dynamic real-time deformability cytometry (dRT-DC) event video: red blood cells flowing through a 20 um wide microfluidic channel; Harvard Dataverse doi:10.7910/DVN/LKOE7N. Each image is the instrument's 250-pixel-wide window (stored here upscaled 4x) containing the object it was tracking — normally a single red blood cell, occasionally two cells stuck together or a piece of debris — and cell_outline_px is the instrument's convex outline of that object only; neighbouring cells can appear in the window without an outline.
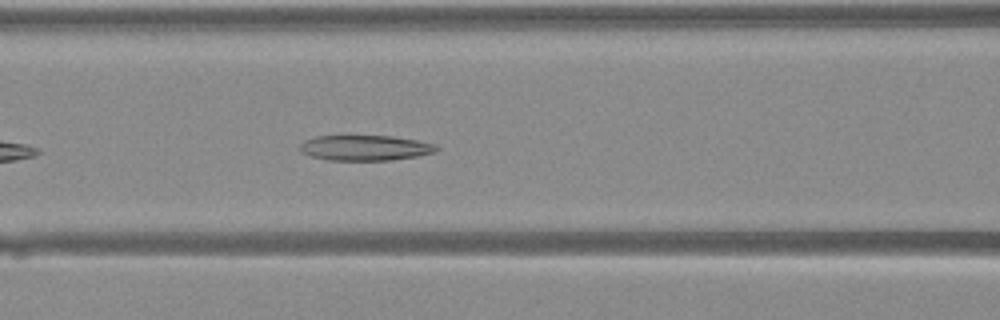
{"species": "Egyptian fruit bat (a non-hibernating species)", "species_latin": "Rousettus aegyptiacus", "temperature_condition": "warm", "stored_images_in_passage": 23, "camera_frame_rate_fps": 3000, "um_per_image_px": 0.085, "animal": {"sex": "female"}, "frame": {"image": 1, "passage_image": 6, "time_ms": 1.667, "image_size_px": [1000, 320], "cell_outline_px": [[440, 148], [436, 152], [416, 156], [388, 160], [328, 160], [308, 156], [300, 152], [300, 144], [304, 140], [316, 136], [392, 136], [416, 140], [436, 144]], "centroid_in_image_um": [31.01, 12.57], "position_along_channel_um": 135.6, "area_um2": 20.23}}
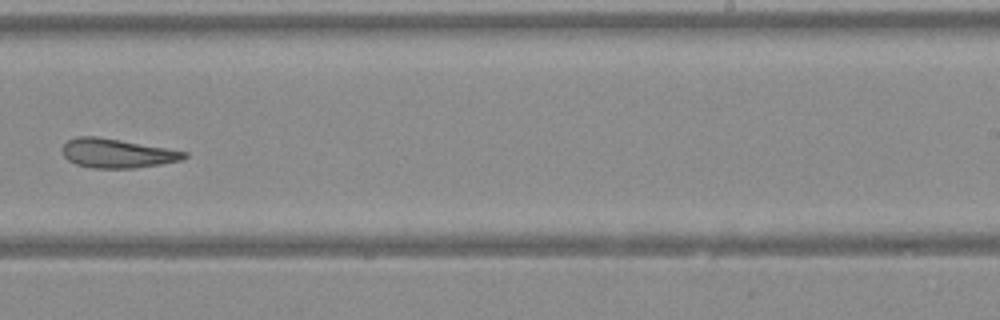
{"frame": {"image": 2, "passage_image": 15, "time_ms": 4.667, "image_size_px": [1000, 320], "cell_outline_px": [[188, 156], [180, 160], [160, 164], [136, 168], [92, 168], [76, 164], [68, 160], [64, 156], [60, 148], [68, 140], [76, 136], [96, 136], [120, 140], [188, 152]], "centroid_in_image_um": [9.9, 13.03], "position_along_channel_um": 279.1, "area_um2": 20.63}}
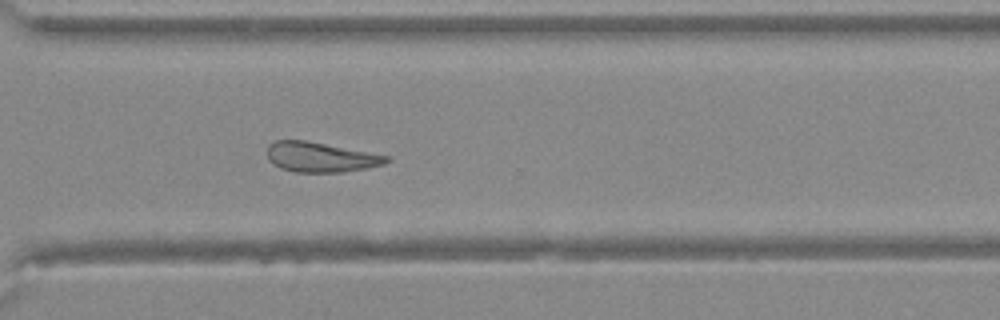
{"frame": {"image": 3, "passage_image": 19, "time_ms": 6.0, "image_size_px": [1000, 320], "cell_outline_px": [[392, 160], [384, 164], [364, 168], [340, 172], [296, 172], [280, 168], [272, 164], [268, 160], [268, 144], [276, 140], [304, 140], [388, 156]], "centroid_in_image_um": [27.2, 13.36], "position_along_channel_um": 343.4, "area_um2": 20.52}}